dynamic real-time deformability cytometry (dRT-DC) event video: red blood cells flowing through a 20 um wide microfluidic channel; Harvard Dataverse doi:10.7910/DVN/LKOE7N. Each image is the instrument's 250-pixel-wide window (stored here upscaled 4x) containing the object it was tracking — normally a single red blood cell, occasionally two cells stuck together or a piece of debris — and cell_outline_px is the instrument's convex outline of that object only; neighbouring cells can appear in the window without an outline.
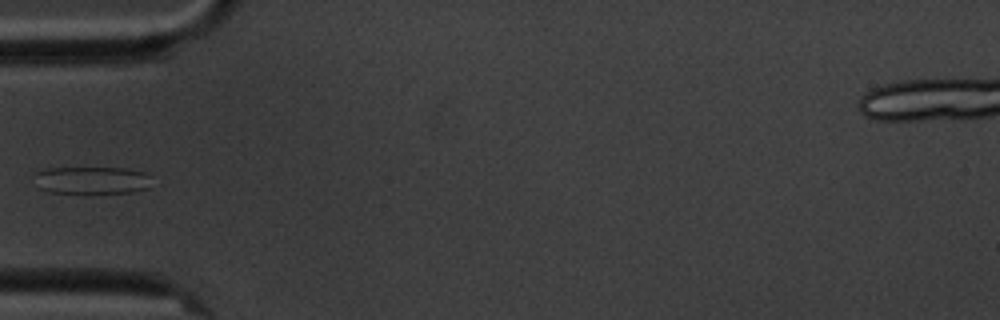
{"species": "common noctule bat (a hibernating species)", "species_latin": "Nyctalus noctula", "temperature_condition": "cold", "stored_images_in_passage": 7, "camera_frame_rate_fps": 3000, "um_per_image_px": 0.085, "animal": {"sex": "male", "body_mass_g": 20.1, "forearm_length_mm": 53.5}, "frame": {"image": 1, "passage_image": 5, "time_ms": 5.667, "image_size_px": [1000, 320], "cell_outline_px": [[152, 176], [148, 188], [132, 192], [48, 192], [40, 188], [36, 172], [44, 168], [124, 168], [144, 172]], "centroid_in_image_um": [7.86, 15.3], "position_along_channel_um": 77.1, "area_um2": 18.38}}
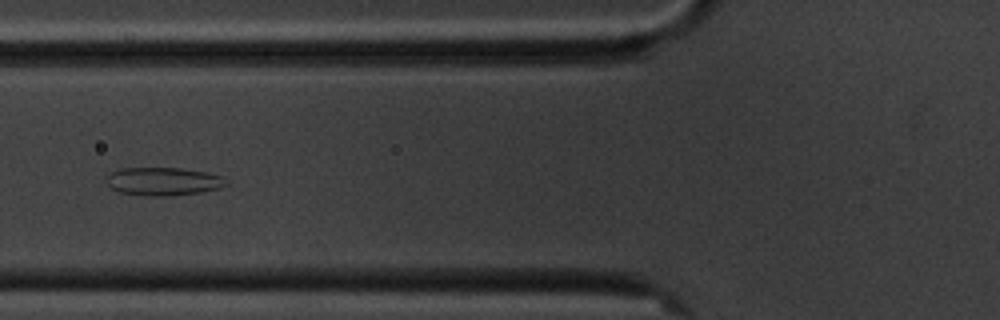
{"frame": {"image": 2, "passage_image": 6, "time_ms": 6.667, "image_size_px": [1000, 320], "cell_outline_px": [[228, 184], [216, 188], [200, 192], [164, 196], [148, 196], [120, 192], [112, 188], [108, 184], [108, 176], [112, 172], [124, 168], [180, 168], [204, 172], [220, 176]], "centroid_in_image_um": [13.85, 15.42], "position_along_channel_um": 111.9, "area_um2": 19.07}}